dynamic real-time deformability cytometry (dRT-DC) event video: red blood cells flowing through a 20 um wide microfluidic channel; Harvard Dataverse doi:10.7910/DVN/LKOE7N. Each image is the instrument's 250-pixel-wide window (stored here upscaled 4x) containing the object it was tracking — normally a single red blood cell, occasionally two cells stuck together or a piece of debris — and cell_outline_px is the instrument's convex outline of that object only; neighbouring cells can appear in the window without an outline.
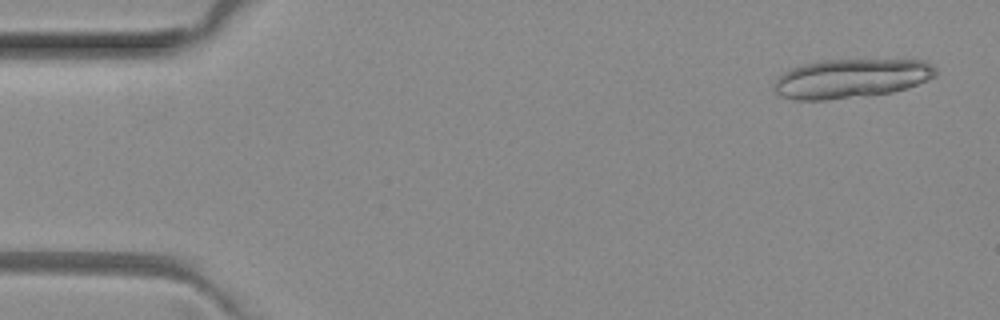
{"species": "common noctule bat (a hibernating species)", "species_latin": "Nyctalus noctula", "temperature_condition": "room temperature", "stored_images_in_passage": 6, "segment_of_instrument_passage": [1, 2], "camera_frame_rate_fps": 3000, "um_per_image_px": 0.085, "animal": {"sex": "female", "body_mass_g": 29.2, "forearm_length_mm": 56.3}, "frame": {"image": 1, "passage_image": 1, "time_ms": 0.0, "image_size_px": [1000, 320], "cell_outline_px": [[936, 72], [932, 76], [916, 84], [892, 92], [824, 100], [796, 100], [776, 96], [776, 80], [784, 72], [792, 68], [804, 64], [824, 60], [928, 60], [936, 68]], "centroid_in_image_um": [72.32, 6.66], "position_along_channel_um": 12.7, "area_um2": 36.3}}